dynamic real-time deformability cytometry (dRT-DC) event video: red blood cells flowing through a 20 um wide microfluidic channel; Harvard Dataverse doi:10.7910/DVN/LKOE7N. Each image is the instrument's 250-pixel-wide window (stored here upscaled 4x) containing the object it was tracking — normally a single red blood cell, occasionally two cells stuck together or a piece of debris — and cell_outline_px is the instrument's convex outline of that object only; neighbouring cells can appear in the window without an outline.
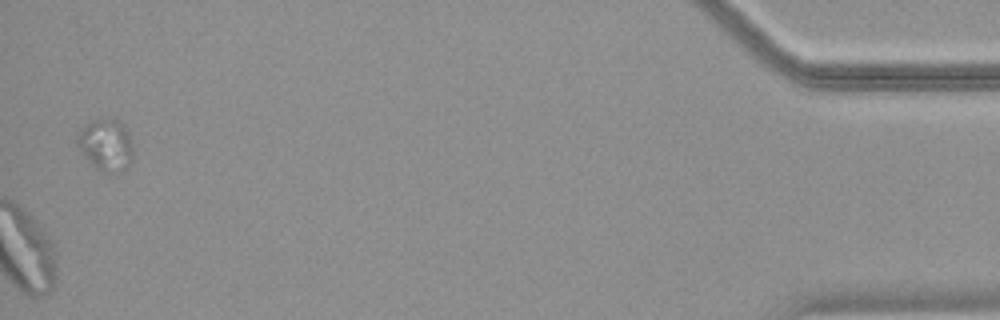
{"species": "common noctule bat (a hibernating species)", "species_latin": "Nyctalus noctula", "temperature_condition": "warm", "stored_images_in_passage": 50, "segment_of_instrument_passage": [2, 2], "camera_frame_rate_fps": 3000, "um_per_image_px": 0.085, "animal": {"sex": "female", "body_mass_g": 18.4}, "frame": {"image": 1, "passage_image": 50, "time_ms": 16.333, "image_size_px": [1000, 320], "cell_outline_px": [[132, 160], [124, 168], [108, 176], [100, 172], [92, 164], [76, 144], [76, 132], [80, 128], [92, 120], [116, 116], [124, 124], [128, 132], [132, 144]], "centroid_in_image_um": [8.99, 12.28], "position_along_channel_um": 426.2, "area_um2": 17.34}}